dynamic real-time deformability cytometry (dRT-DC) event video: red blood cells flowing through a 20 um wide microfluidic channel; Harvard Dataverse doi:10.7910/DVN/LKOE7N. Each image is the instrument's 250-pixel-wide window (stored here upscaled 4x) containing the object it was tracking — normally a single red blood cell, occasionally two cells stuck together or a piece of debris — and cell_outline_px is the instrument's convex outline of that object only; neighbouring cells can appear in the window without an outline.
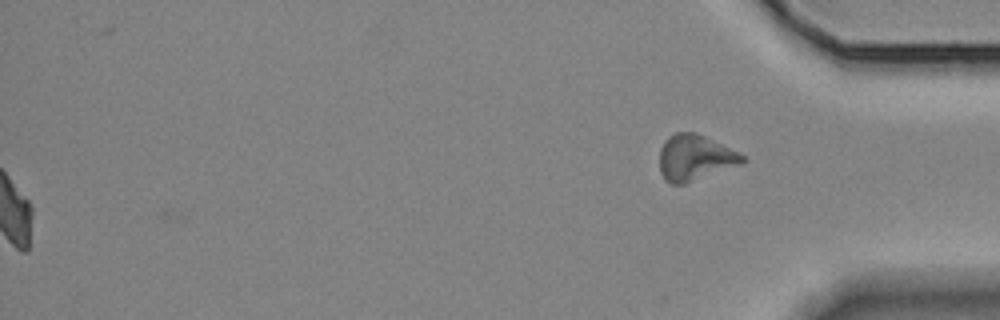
{"species": "Egyptian fruit bat (a non-hibernating species)", "species_latin": "Rousettus aegyptiacus", "temperature_condition": "room temperature", "stored_images_in_passage": 42, "segment_of_instrument_passage": [2, 2], "camera_frame_rate_fps": 3000, "um_per_image_px": 0.085, "animal": {"sex": "female"}, "frame": {"image": 1, "passage_image": 42, "time_ms": 13.667, "image_size_px": [1000, 320], "cell_outline_px": [[748, 160], [740, 164], [684, 184], [672, 184], [664, 180], [660, 172], [660, 148], [664, 140], [668, 136], [676, 132], [696, 132], [744, 156]], "centroid_in_image_um": [59.01, 13.4], "position_along_channel_um": 376.2, "area_um2": 21.85}}